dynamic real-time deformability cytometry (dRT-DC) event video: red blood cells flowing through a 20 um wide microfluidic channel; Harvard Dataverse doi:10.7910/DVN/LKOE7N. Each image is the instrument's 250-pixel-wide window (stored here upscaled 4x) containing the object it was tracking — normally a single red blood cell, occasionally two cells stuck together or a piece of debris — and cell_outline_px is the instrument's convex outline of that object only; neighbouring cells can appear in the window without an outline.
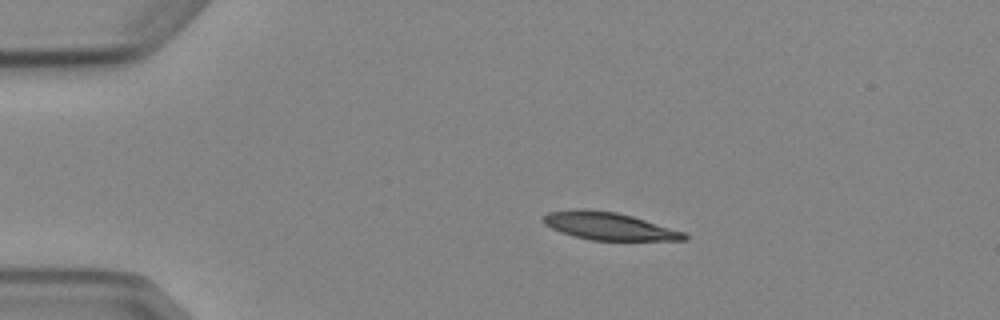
{"species": "Egyptian fruit bat (a non-hibernating species)", "species_latin": "Rousettus aegyptiacus", "temperature_condition": "cold", "stored_images_in_passage": 4, "camera_frame_rate_fps": 3000, "um_per_image_px": 0.085, "animal": {"sex": "female"}, "frame": {"image": 1, "passage_image": 2, "time_ms": 1.0, "image_size_px": [1000, 320], "cell_outline_px": [[688, 240], [592, 240], [560, 232], [544, 224], [540, 220], [548, 212], [572, 208], [588, 208], [616, 212], [632, 216], [684, 232], [688, 236]], "centroid_in_image_um": [51.7, 19.2], "position_along_channel_um": 33.3, "area_um2": 22.72}}
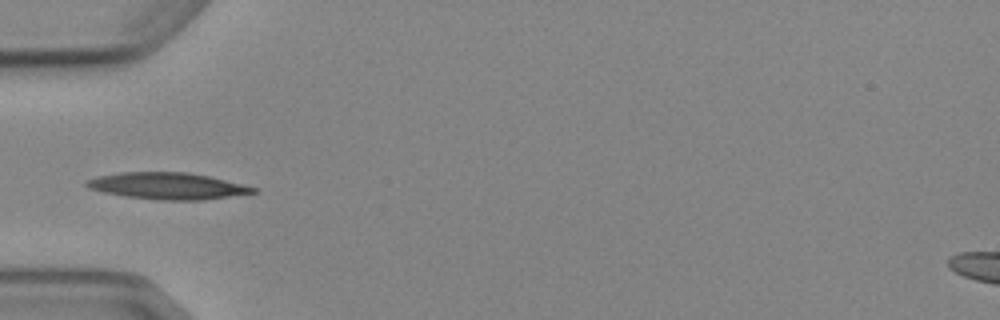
{"frame": {"image": 2, "passage_image": 4, "time_ms": 3.333, "image_size_px": [1000, 320], "cell_outline_px": [[256, 192], [204, 200], [160, 200], [124, 196], [104, 192], [88, 188], [84, 184], [84, 180], [96, 176], [120, 172], [188, 172], [208, 176], [256, 188]], "centroid_in_image_um": [14.15, 15.8], "position_along_channel_um": 70.9, "area_um2": 25.72}}